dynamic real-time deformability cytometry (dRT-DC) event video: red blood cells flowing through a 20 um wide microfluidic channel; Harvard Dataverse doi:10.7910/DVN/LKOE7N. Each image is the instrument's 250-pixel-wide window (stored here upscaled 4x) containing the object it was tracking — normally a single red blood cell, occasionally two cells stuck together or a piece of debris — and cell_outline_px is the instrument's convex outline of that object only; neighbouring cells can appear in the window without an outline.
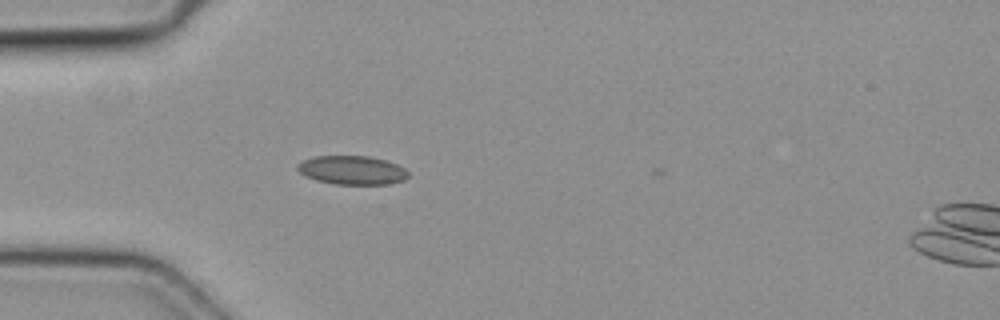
{"species": "common noctule bat (a hibernating species)", "species_latin": "Nyctalus noctula", "temperature_condition": "cold", "stored_images_in_passage": 35, "camera_frame_rate_fps": 3000, "um_per_image_px": 0.085, "animal": {"sex": "female", "body_mass_g": 19.3, "forearm_length_mm": 54.1}, "frame": {"image": 1, "passage_image": 1, "time_ms": 0.0, "image_size_px": [1000, 320], "cell_outline_px": [[408, 176], [404, 180], [388, 184], [336, 184], [316, 180], [304, 176], [296, 168], [296, 164], [312, 156], [368, 156], [384, 160], [396, 164], [404, 168], [408, 172]], "centroid_in_image_um": [29.89, 14.46], "position_along_channel_um": 55.1, "area_um2": 18.55}}
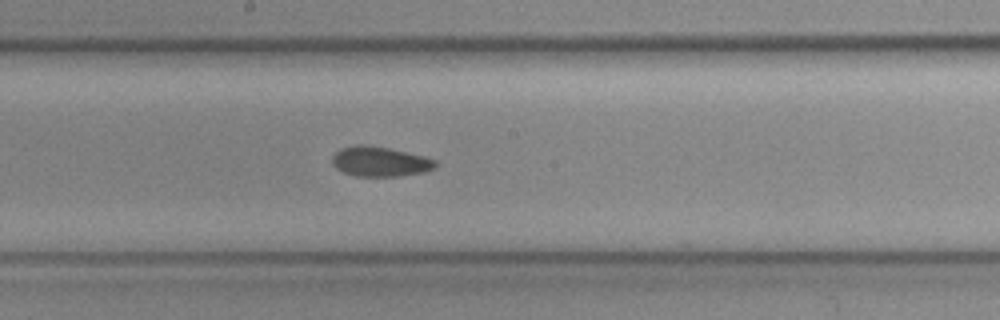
{"frame": {"image": 2, "passage_image": 13, "time_ms": 4.0, "image_size_px": [1000, 320], "cell_outline_px": [[436, 168], [424, 172], [400, 176], [356, 176], [344, 172], [336, 168], [332, 164], [332, 156], [340, 148], [356, 144], [360, 144], [388, 148], [424, 156], [436, 160]], "centroid_in_image_um": [32.29, 13.73], "position_along_channel_um": 215.9, "area_um2": 17.98}}
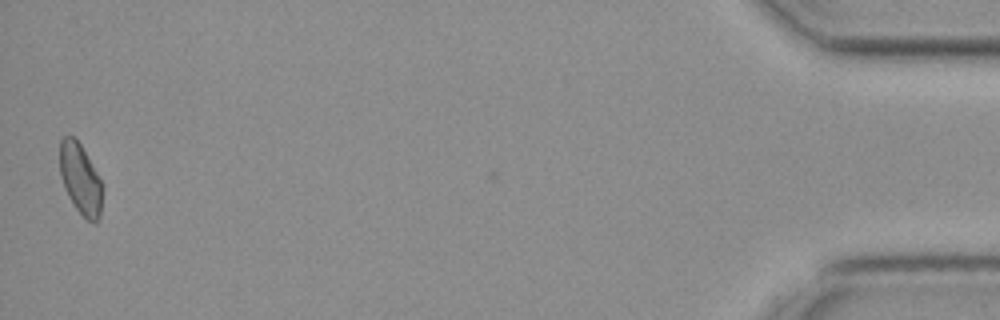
{"frame": {"image": 3, "passage_image": 35, "time_ms": 11.333, "image_size_px": [1000, 320], "cell_outline_px": [[100, 216], [96, 224], [92, 224], [76, 208], [68, 196], [64, 188], [60, 176], [60, 140], [64, 136], [72, 136], [80, 144], [96, 172], [100, 180]], "centroid_in_image_um": [6.79, 15.22], "position_along_channel_um": 428.4, "area_um2": 16.99}}